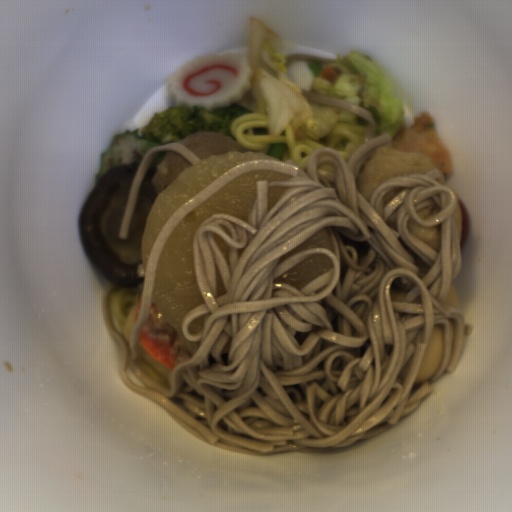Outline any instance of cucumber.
I'll return each mask as SVG.
<instances>
[{
  "instance_id": "cucumber-1",
  "label": "cucumber",
  "mask_w": 512,
  "mask_h": 512,
  "mask_svg": "<svg viewBox=\"0 0 512 512\" xmlns=\"http://www.w3.org/2000/svg\"><path fill=\"white\" fill-rule=\"evenodd\" d=\"M158 145L163 144L139 136L136 128L133 131L128 129L123 133L115 134L108 150L100 154L101 165L98 172L94 174V182L97 183L103 175L115 167H128L137 172L147 151Z\"/></svg>"
},
{
  "instance_id": "cucumber-2",
  "label": "cucumber",
  "mask_w": 512,
  "mask_h": 512,
  "mask_svg": "<svg viewBox=\"0 0 512 512\" xmlns=\"http://www.w3.org/2000/svg\"><path fill=\"white\" fill-rule=\"evenodd\" d=\"M165 154H166L165 149L157 152L155 154V156L152 158V160L150 161L144 174L154 175L157 171V165L160 164L164 160Z\"/></svg>"
}]
</instances>
